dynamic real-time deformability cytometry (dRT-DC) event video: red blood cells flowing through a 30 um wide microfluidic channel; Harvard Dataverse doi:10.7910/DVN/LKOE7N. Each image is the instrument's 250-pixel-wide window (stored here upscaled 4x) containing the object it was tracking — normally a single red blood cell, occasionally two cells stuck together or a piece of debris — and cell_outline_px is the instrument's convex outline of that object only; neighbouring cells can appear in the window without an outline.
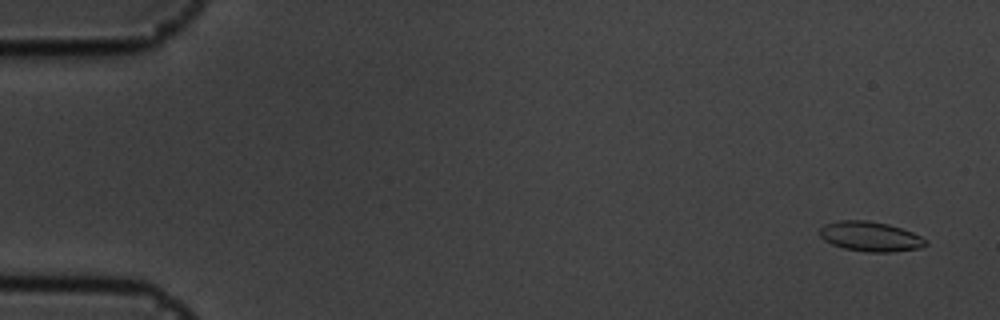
{"species": "common noctule bat (a hibernating species)", "species_latin": "Nyctalus noctula", "temperature_condition": "cold", "stored_images_in_passage": 57, "camera_frame_rate_fps": 3000, "um_per_image_px": 0.085, "animal": {"sex": "male", "body_mass_g": 19.5, "forearm_length_mm": 54.6}, "frame": {"image": 1, "passage_image": 3, "time_ms": 0.667, "image_size_px": [1000, 320], "cell_outline_px": [[928, 244], [920, 248], [892, 252], [868, 252], [844, 248], [832, 244], [824, 240], [820, 236], [820, 228], [824, 224], [840, 220], [868, 220], [888, 224], [912, 232], [928, 240]], "centroid_in_image_um": [73.99, 20.1], "position_along_channel_um": 11.0, "area_um2": 18.44}}
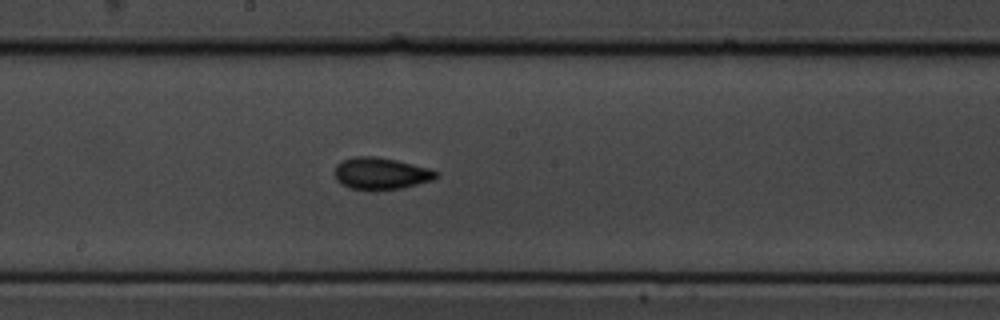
{"frame": {"image": 2, "passage_image": 31, "time_ms": 10.0, "image_size_px": [1000, 320], "cell_outline_px": [[440, 176], [432, 180], [400, 188], [376, 192], [372, 192], [352, 188], [340, 184], [336, 180], [332, 172], [336, 164], [340, 160], [356, 156], [376, 156], [396, 160], [428, 168], [440, 172]], "centroid_in_image_um": [32.32, 14.76], "position_along_channel_um": 215.9, "area_um2": 19.42}}
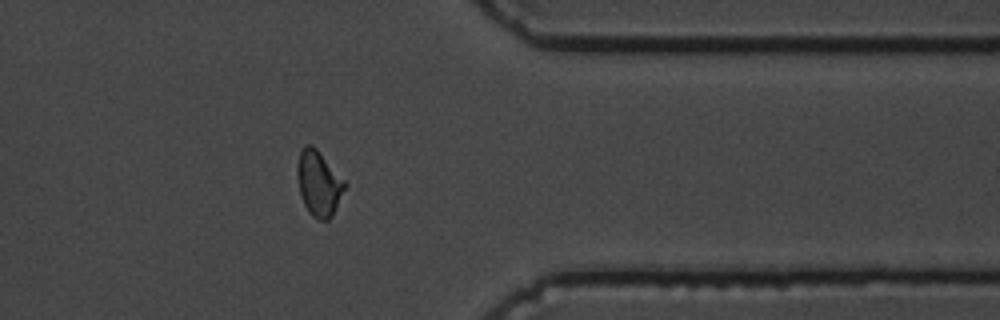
{"frame": {"image": 3, "passage_image": 46, "time_ms": 15.0, "image_size_px": [1000, 320], "cell_outline_px": [[348, 184], [332, 216], [328, 220], [320, 220], [312, 216], [308, 212], [300, 196], [296, 172], [296, 168], [300, 148], [304, 144], [312, 144], [316, 148]], "centroid_in_image_um": [27.08, 15.57], "position_along_channel_um": 384.3, "area_um2": 18.32}, "authors_computed_cell_mechanics": {"area_um2": 17.918, "velocity_mm_per_s": 3.5886, "shape_relaxation_time_tau1_ms": 5.2135, "shape_relaxation_time_tau2_ms": 1.4144, "deformation_change_tau1": 0.1217, "deformation_change_tau2": 0.0558}}